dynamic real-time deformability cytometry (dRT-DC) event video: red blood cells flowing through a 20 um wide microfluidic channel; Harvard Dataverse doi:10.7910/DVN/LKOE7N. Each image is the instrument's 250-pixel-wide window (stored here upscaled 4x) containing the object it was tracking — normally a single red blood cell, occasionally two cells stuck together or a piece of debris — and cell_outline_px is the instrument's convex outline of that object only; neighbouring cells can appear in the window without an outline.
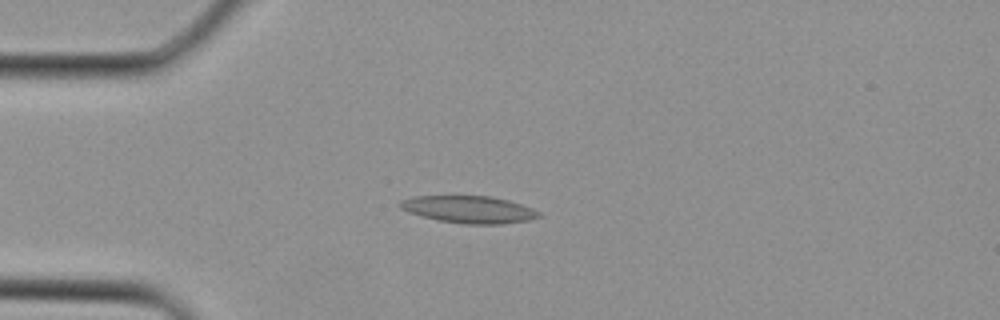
{"species": "Egyptian fruit bat (a non-hibernating species)", "species_latin": "Rousettus aegyptiacus", "temperature_condition": "cold", "stored_images_in_passage": 2, "camera_frame_rate_fps": 3000, "um_per_image_px": 0.085, "animal": {"sex": "female"}, "frame": {"image": 1, "passage_image": 2, "time_ms": 0.333, "image_size_px": [1000, 320], "cell_outline_px": [[540, 216], [528, 220], [500, 224], [464, 224], [440, 220], [408, 212], [400, 208], [400, 200], [416, 196], [488, 196], [508, 200], [532, 208], [540, 212]], "centroid_in_image_um": [39.86, 17.8], "position_along_channel_um": 45.1, "area_um2": 21.68}}